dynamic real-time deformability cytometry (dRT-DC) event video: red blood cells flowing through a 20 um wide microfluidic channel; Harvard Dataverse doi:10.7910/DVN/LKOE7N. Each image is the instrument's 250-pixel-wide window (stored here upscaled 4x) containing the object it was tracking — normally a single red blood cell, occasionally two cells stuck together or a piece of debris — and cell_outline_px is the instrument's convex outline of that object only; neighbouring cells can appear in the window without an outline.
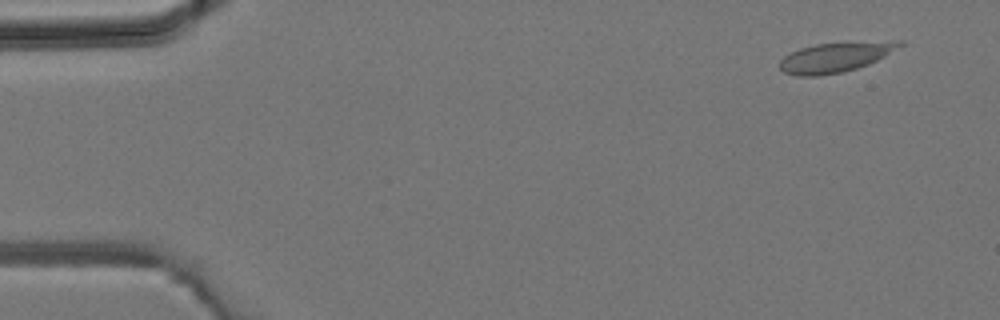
{"species": "common noctule bat (a hibernating species)", "species_latin": "Nyctalus noctula", "temperature_condition": "room temperature", "stored_images_in_passage": 3, "camera_frame_rate_fps": 3000, "um_per_image_px": 0.085, "animal": {"sex": "male", "body_mass_g": 19.2, "forearm_length_mm": 51.8}, "frame": {"image": 1, "passage_image": 1, "time_ms": 0.0, "image_size_px": [1000, 320], "cell_outline_px": [[904, 44], [884, 56], [868, 64], [856, 68], [840, 72], [816, 76], [800, 76], [784, 72], [780, 68], [780, 60], [784, 56], [800, 48], [816, 44], [900, 40], [904, 40]], "centroid_in_image_um": [71.01, 4.85], "position_along_channel_um": 14.0, "area_um2": 20.52}}